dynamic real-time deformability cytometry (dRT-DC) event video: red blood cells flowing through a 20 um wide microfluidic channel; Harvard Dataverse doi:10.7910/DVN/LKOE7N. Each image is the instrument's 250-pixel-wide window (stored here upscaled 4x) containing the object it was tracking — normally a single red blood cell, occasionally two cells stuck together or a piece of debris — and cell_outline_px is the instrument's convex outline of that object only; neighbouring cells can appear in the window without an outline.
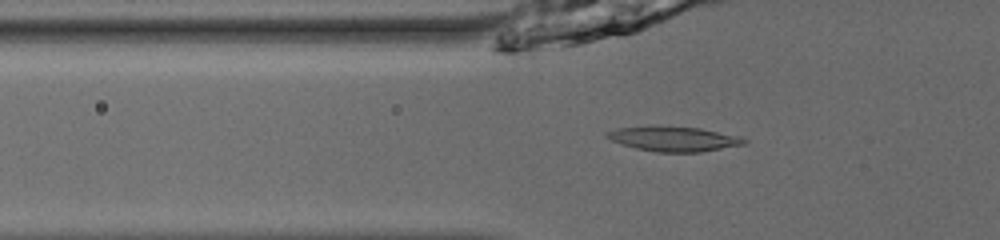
{"species": "common noctule bat (a hibernating species)", "species_latin": "Nyctalus noctula", "temperature_condition": "room temperature", "stored_images_in_passage": 45, "camera_frame_rate_fps": 3000, "um_per_image_px": 0.085, "animal": {"sex": "male", "body_mass_g": 13.0, "forearm_length_mm": 53.1}, "frame": {"image": 1, "passage_image": 12, "time_ms": 3.667, "image_size_px": [1000, 240], "cell_outline_px": [[748, 140], [744, 144], [700, 152], [656, 152], [636, 148], [620, 144], [604, 136], [604, 132], [616, 128], [652, 124], [656, 124], [700, 128], [740, 136]], "centroid_in_image_um": [57.19, 11.77], "position_along_channel_um": 68.6, "area_um2": 20.4}}
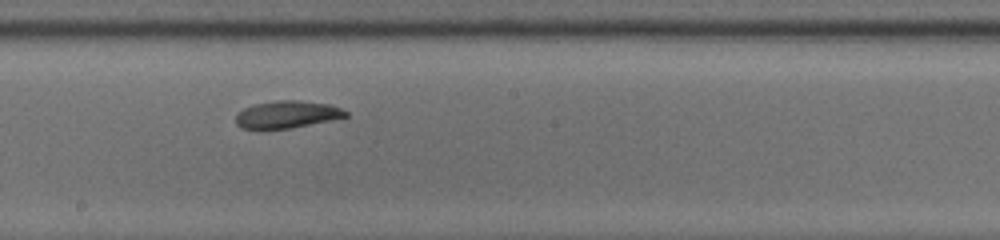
{"frame": {"image": 2, "passage_image": 24, "time_ms": 7.667, "image_size_px": [1000, 240], "cell_outline_px": [[348, 116], [292, 128], [264, 132], [256, 132], [240, 128], [236, 124], [236, 112], [252, 104], [276, 100], [296, 100], [328, 104], [340, 108], [348, 112]], "centroid_in_image_um": [24.26, 9.78], "position_along_channel_um": 223.9, "area_um2": 18.21}}
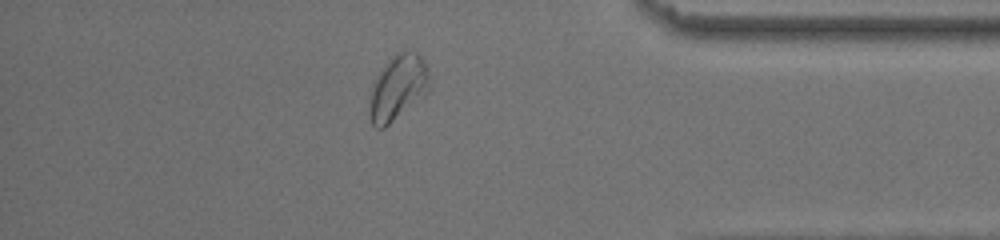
{"frame": {"image": 3, "passage_image": 39, "time_ms": 12.667, "image_size_px": [1000, 240], "cell_outline_px": [[428, 92], [424, 96], [384, 128], [376, 128], [372, 124], [368, 112], [368, 96], [372, 84], [376, 76], [384, 64], [396, 52], [416, 52], [420, 56], [428, 68]], "centroid_in_image_um": [33.76, 7.46], "position_along_channel_um": 401.4, "area_um2": 22.89}, "authors_computed_cell_mechanics": {"area_um2": 18.7272, "velocity_mm_per_s": 3.9252, "shape_relaxation_time_tau1_ms": 3.0651, "shape_relaxation_time_tau2_ms": 3.2611, "deformation_change_tau1": 0.1225, "deformation_change_tau2": 0.0399}}